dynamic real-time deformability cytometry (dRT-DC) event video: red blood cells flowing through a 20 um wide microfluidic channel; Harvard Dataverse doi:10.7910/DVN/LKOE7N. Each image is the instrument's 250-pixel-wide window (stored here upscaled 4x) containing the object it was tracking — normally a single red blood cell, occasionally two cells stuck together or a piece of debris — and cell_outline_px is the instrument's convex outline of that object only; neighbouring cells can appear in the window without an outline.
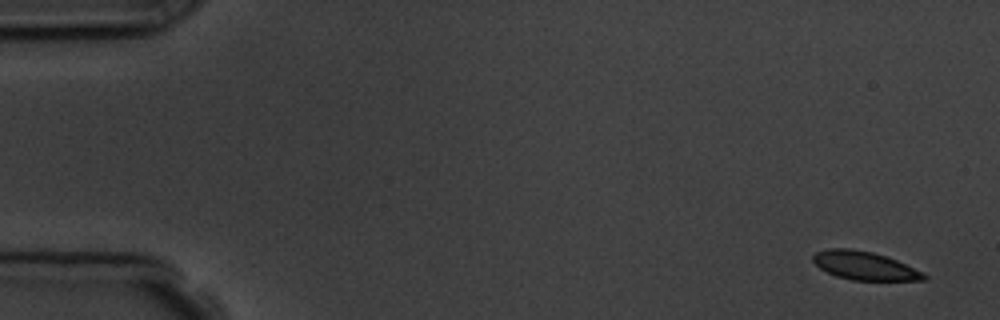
{"species": "common noctule bat (a hibernating species)", "species_latin": "Nyctalus noctula", "temperature_condition": "room temperature", "stored_images_in_passage": 5, "camera_frame_rate_fps": 3000, "um_per_image_px": 0.085, "animal": {"sex": "male", "body_mass_g": 19.5, "forearm_length_mm": 54.6}, "frame": {"image": 1, "passage_image": 1, "time_ms": 0.0, "image_size_px": [1000, 320], "cell_outline_px": [[928, 276], [924, 280], [852, 280], [836, 276], [820, 268], [812, 260], [812, 256], [816, 252], [828, 248], [848, 248], [872, 252], [896, 260]], "centroid_in_image_um": [73.42, 22.58], "position_along_channel_um": 11.6, "area_um2": 17.98}}
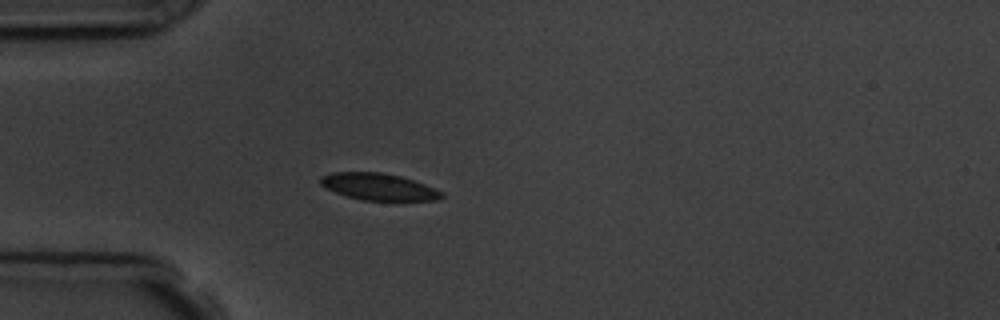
{"frame": {"image": 2, "passage_image": 5, "time_ms": 4.333, "image_size_px": [1000, 320], "cell_outline_px": [[444, 196], [440, 200], [360, 200], [336, 192], [320, 184], [320, 176], [332, 172], [380, 172], [400, 176], [424, 184], [444, 192]], "centroid_in_image_um": [32.2, 15.87], "position_along_channel_um": 52.8, "area_um2": 18.79}}